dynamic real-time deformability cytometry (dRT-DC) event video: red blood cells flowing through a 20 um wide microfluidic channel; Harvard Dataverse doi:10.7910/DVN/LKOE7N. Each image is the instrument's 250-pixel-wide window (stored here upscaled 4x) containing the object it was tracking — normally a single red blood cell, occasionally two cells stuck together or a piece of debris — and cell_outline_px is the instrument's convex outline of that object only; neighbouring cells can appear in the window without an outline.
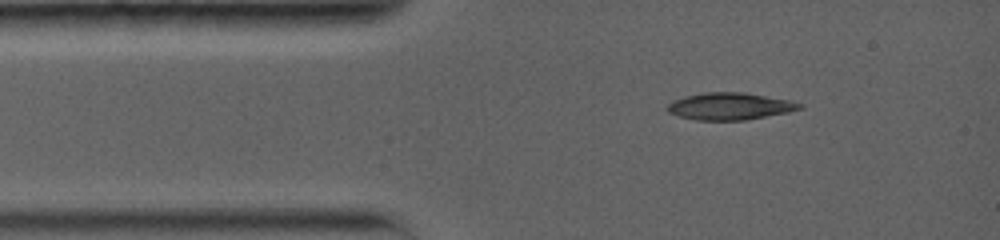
{"species": "common noctule bat (a hibernating species)", "species_latin": "Nyctalus noctula", "temperature_condition": "warm", "stored_images_in_passage": 3, "segment_of_instrument_passage": [1, 2], "camera_frame_rate_fps": 5000, "um_per_image_px": 0.085, "animal": {"sex": "female", "body_mass_g": 19.0, "forearm_length_mm": 56.7}, "frame": {"image": 1, "passage_image": 1, "time_ms": 0.0, "image_size_px": [1000, 240], "cell_outline_px": [[804, 108], [788, 112], [744, 120], [696, 120], [680, 116], [668, 112], [664, 108], [672, 100], [684, 96], [704, 92], [744, 92], [792, 100], [804, 104]], "centroid_in_image_um": [62.04, 9.02], "position_along_channel_um": 23.0, "area_um2": 21.1}}